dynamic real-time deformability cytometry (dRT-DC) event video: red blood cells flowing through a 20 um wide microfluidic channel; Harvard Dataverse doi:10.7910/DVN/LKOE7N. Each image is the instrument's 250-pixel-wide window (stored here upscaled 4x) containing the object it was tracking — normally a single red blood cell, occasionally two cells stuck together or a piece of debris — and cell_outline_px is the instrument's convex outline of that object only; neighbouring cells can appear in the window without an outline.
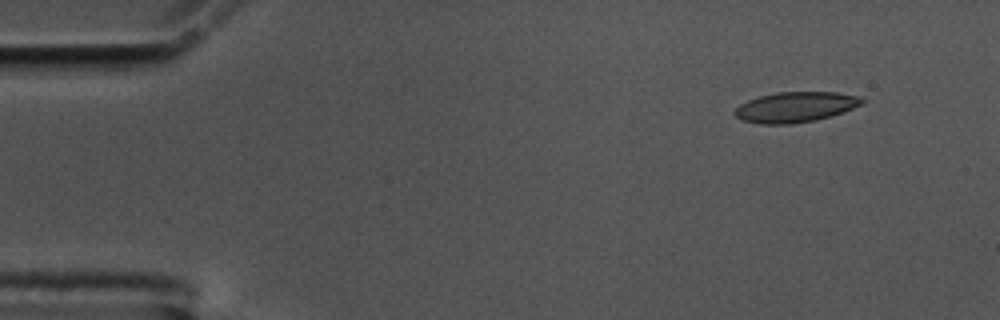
{"species": "common noctule bat (a hibernating species)", "species_latin": "Nyctalus noctula", "temperature_condition": "cold", "stored_images_in_passage": 50, "camera_frame_rate_fps": 3000, "um_per_image_px": 0.085, "animal": {"sex": "male", "body_mass_g": 17.5, "forearm_length_mm": 52.3}, "frame": {"image": 1, "passage_image": 1, "time_ms": 0.0, "image_size_px": [1000, 320], "cell_outline_px": [[864, 104], [844, 112], [832, 116], [816, 120], [792, 124], [760, 124], [744, 120], [736, 116], [732, 112], [740, 104], [748, 100], [760, 96], [776, 92], [836, 92], [860, 96], [864, 100]], "centroid_in_image_um": [67.65, 9.1], "position_along_channel_um": 17.4, "area_um2": 22.66}}
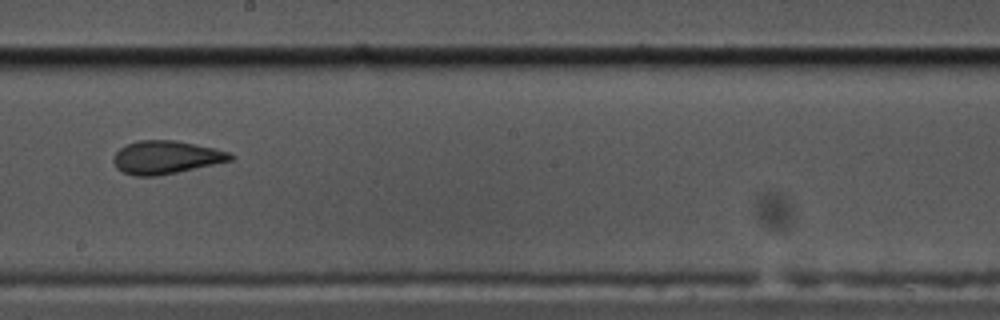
{"frame": {"image": 2, "passage_image": 27, "time_ms": 8.667, "image_size_px": [1000, 320], "cell_outline_px": [[236, 156], [232, 160], [176, 172], [156, 176], [136, 176], [124, 172], [116, 168], [112, 160], [112, 156], [120, 148], [136, 140], [176, 140], [232, 152]], "centroid_in_image_um": [14.1, 13.36], "position_along_channel_um": 234.1, "area_um2": 22.54}}
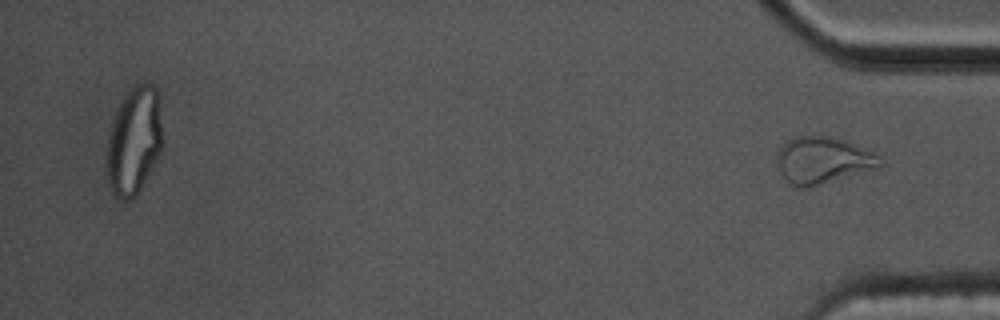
{"frame": {"image": 3, "passage_image": 50, "time_ms": 16.333, "image_size_px": [1000, 320], "cell_outline_px": [[884, 164], [804, 188], [800, 188], [788, 184], [776, 168], [776, 156], [780, 148], [788, 140], [796, 136], [828, 136], [844, 140], [872, 152]], "centroid_in_image_um": [69.81, 13.61], "position_along_channel_um": 365.4, "area_um2": 27.22}, "authors_computed_cell_mechanics": {"area_um2": 22.8021, "velocity_mm_per_s": 3.571, "shape_relaxation_time_tau1_ms": null, "shape_relaxation_time_tau2_ms": 1.9589, "deformation_change_tau1": null, "deformation_change_tau2": 0.0781}}